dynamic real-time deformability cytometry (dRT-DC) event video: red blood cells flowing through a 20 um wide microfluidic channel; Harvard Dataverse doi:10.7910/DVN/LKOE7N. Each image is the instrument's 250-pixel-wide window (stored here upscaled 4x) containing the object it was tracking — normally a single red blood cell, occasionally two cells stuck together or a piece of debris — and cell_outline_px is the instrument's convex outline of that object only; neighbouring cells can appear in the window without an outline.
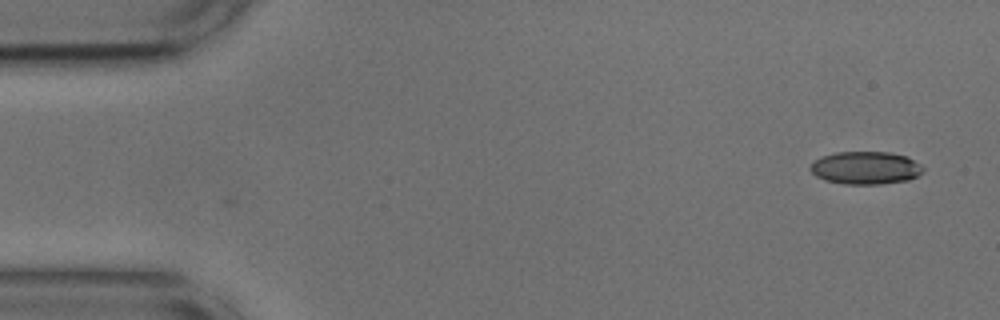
{"species": "common noctule bat (a hibernating species)", "species_latin": "Nyctalus noctula", "temperature_condition": "cold", "stored_images_in_passage": 7, "camera_frame_rate_fps": 3000, "um_per_image_px": 0.085, "animal": {"sex": "male", "body_mass_g": 17.9, "forearm_length_mm": 54.2}, "frame": {"image": 1, "passage_image": 7, "time_ms": 2.0, "image_size_px": [1000, 320], "cell_outline_px": [[924, 172], [908, 180], [880, 184], [844, 184], [824, 180], [816, 176], [808, 168], [820, 156], [836, 152], [888, 152], [904, 156], [920, 164], [924, 168]], "centroid_in_image_um": [73.55, 14.27], "position_along_channel_um": 11.4, "area_um2": 21.5}}